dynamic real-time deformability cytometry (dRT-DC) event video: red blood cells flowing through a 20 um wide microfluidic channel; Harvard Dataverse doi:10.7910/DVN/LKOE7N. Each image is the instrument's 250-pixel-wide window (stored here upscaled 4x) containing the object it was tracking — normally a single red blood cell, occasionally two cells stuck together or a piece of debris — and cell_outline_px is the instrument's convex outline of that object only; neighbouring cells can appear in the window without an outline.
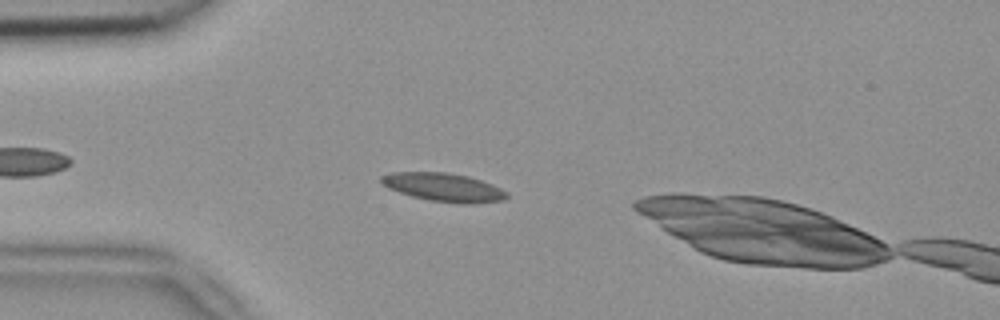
{"species": "common noctule bat (a hibernating species)", "species_latin": "Nyctalus noctula", "temperature_condition": "room temperature", "stored_images_in_passage": 38, "camera_frame_rate_fps": 3000, "um_per_image_px": 0.085, "animal": {"sex": "female", "body_mass_g": 18.4}, "frame": {"image": 1, "passage_image": 9, "time_ms": 2.667, "image_size_px": [1000, 320], "cell_outline_px": [[508, 196], [504, 200], [472, 204], [464, 204], [428, 200], [412, 196], [388, 188], [380, 180], [380, 176], [392, 172], [448, 172], [468, 176], [492, 184], [508, 192]], "centroid_in_image_um": [37.73, 15.92], "position_along_channel_um": 47.3, "area_um2": 20.81}}
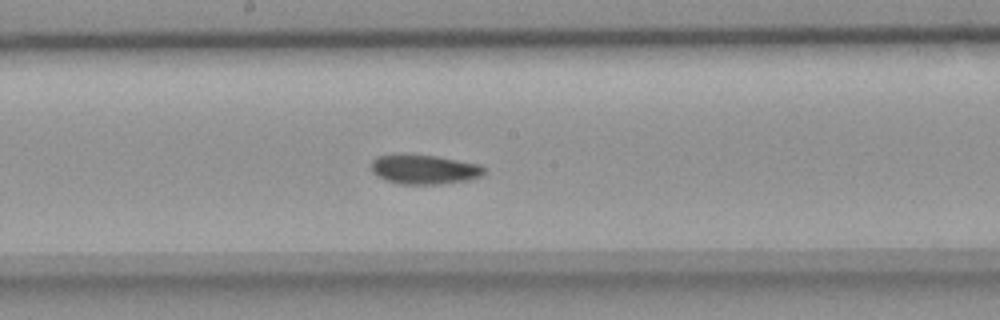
{"frame": {"image": 2, "passage_image": 23, "time_ms": 7.333, "image_size_px": [1000, 320], "cell_outline_px": [[484, 172], [480, 176], [468, 180], [440, 184], [400, 184], [388, 180], [372, 172], [372, 160], [376, 156], [400, 152], [404, 152], [436, 156], [480, 164], [484, 168]], "centroid_in_image_um": [36.03, 14.36], "position_along_channel_um": 212.2, "area_um2": 19.65}}
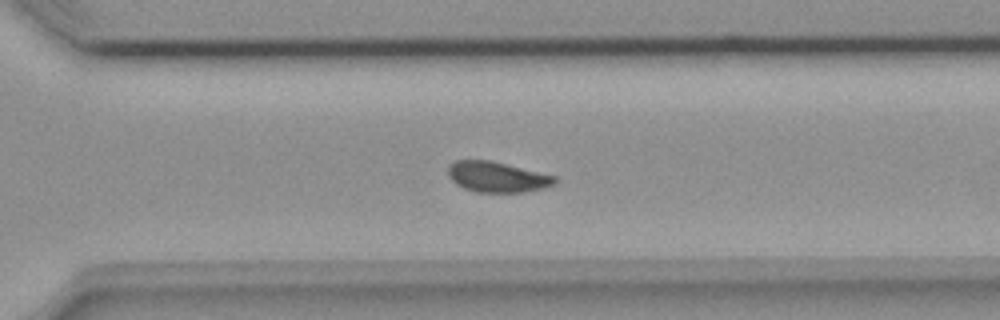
{"frame": {"image": 3, "passage_image": 32, "time_ms": 10.333, "image_size_px": [1000, 320], "cell_outline_px": [[556, 184], [544, 188], [524, 192], [476, 192], [464, 188], [456, 184], [448, 176], [448, 164], [456, 160], [492, 160], [556, 176]], "centroid_in_image_um": [42.25, 15.03], "position_along_channel_um": 328.4, "area_um2": 19.13}, "authors_computed_cell_mechanics": {"area_um2": 19.6809, "velocity_mm_per_s": 3.865, "shape_relaxation_time_tau1_ms": null, "shape_relaxation_time_tau2_ms": 4.7688, "deformation_change_tau1": null, "deformation_change_tau2": 0.098}}